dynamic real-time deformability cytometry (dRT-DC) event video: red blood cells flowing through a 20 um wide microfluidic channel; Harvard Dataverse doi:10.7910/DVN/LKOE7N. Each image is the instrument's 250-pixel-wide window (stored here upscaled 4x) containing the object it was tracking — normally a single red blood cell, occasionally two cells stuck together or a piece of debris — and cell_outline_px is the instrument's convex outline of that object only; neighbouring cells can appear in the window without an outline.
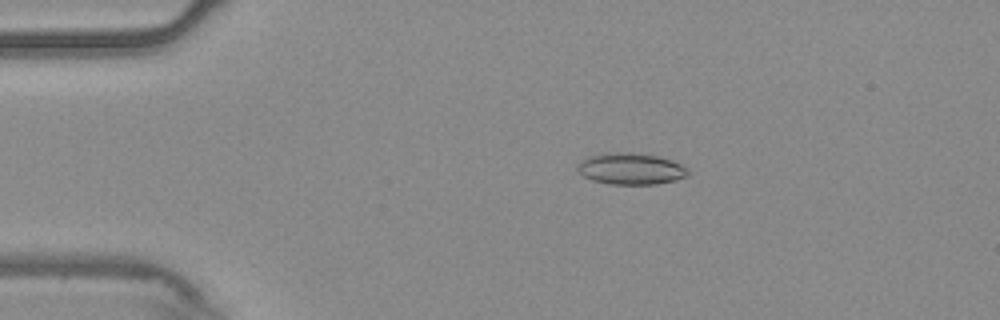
{"species": "common noctule bat (a hibernating species)", "species_latin": "Nyctalus noctula", "temperature_condition": "warm", "stored_images_in_passage": 55, "camera_frame_rate_fps": 3000, "um_per_image_px": 0.085, "animal": {"sex": "male", "body_mass_g": 20.4}, "frame": {"image": 1, "passage_image": 11, "time_ms": 3.333, "image_size_px": [1000, 320], "cell_outline_px": [[692, 172], [688, 176], [676, 180], [656, 184], [608, 184], [592, 180], [584, 176], [576, 168], [580, 160], [588, 156], [604, 152], [628, 152], [656, 156], [672, 160], [688, 168]], "centroid_in_image_um": [53.63, 14.34], "position_along_channel_um": 31.4, "area_um2": 20.52}}
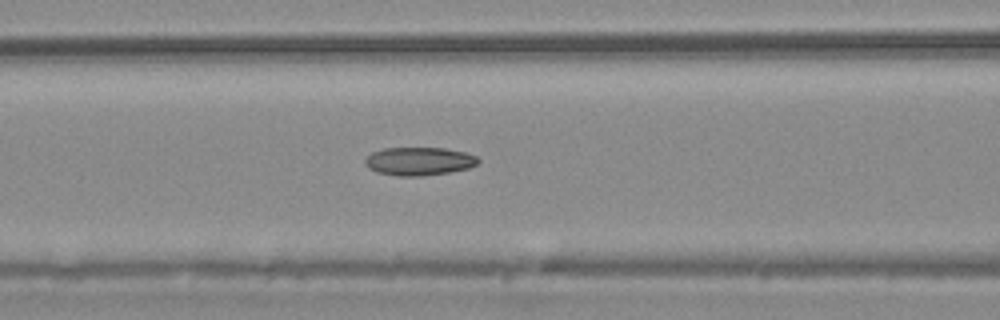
{"frame": {"image": 2, "passage_image": 23, "time_ms": 7.333, "image_size_px": [1000, 320], "cell_outline_px": [[480, 160], [476, 164], [468, 168], [448, 172], [424, 176], [400, 176], [376, 172], [368, 168], [364, 164], [364, 160], [372, 152], [384, 148], [444, 148], [464, 152], [476, 156]], "centroid_in_image_um": [35.59, 13.71], "position_along_channel_um": 131.0, "area_um2": 18.55}}
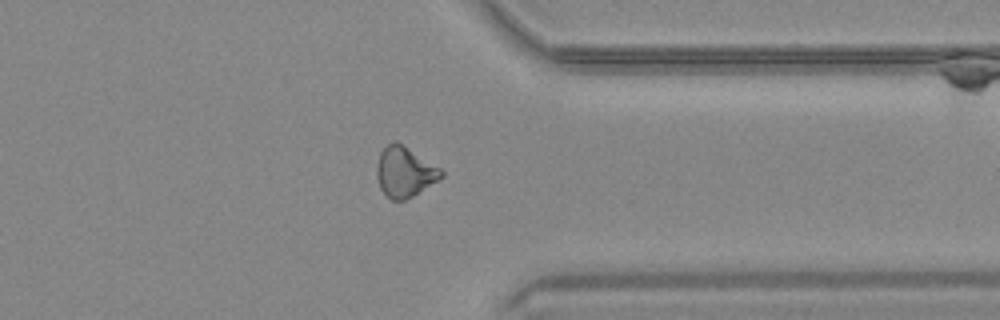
{"frame": {"image": 3, "passage_image": 43, "time_ms": 14.0, "image_size_px": [1000, 320], "cell_outline_px": [[444, 176], [412, 196], [404, 200], [392, 200], [380, 188], [376, 176], [376, 164], [380, 152], [388, 144], [396, 140], [440, 168], [444, 172]], "centroid_in_image_um": [34.37, 14.6], "position_along_channel_um": 377.0, "area_um2": 18.67}, "authors_computed_cell_mechanics": {"area_um2": 18.8428, "velocity_mm_per_s": 3.7516, "shape_relaxation_time_tau1_ms": null, "shape_relaxation_time_tau2_ms": 3.6649, "deformation_change_tau1": null, "deformation_change_tau2": 0.1032}}